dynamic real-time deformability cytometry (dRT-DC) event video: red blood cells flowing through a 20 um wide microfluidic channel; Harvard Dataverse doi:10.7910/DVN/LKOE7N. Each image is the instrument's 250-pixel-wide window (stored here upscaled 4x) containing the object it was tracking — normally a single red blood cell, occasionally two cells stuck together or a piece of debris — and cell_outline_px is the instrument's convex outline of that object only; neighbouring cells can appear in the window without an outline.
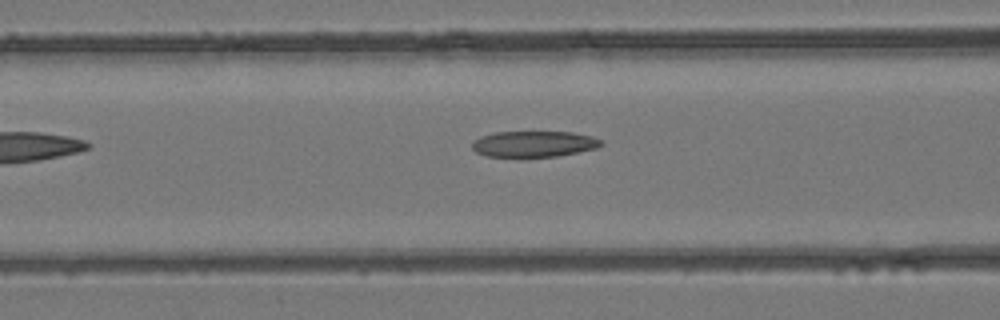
{"species": "common noctule bat (a hibernating species)", "species_latin": "Nyctalus noctula", "temperature_condition": "room temperature", "stored_images_in_passage": 6, "camera_frame_rate_fps": 3000, "um_per_image_px": 0.085, "animal": {"sex": "female", "body_mass_g": 24.6, "forearm_length_mm": 56.2}, "frame": {"image": 1, "passage_image": 6, "time_ms": 1.667, "image_size_px": [1000, 320], "cell_outline_px": [[604, 144], [596, 148], [556, 156], [520, 160], [488, 156], [476, 152], [472, 148], [472, 140], [480, 136], [496, 132], [572, 132], [592, 136], [600, 140]], "centroid_in_image_um": [45.3, 12.28], "position_along_channel_um": 121.3, "area_um2": 20.29}}